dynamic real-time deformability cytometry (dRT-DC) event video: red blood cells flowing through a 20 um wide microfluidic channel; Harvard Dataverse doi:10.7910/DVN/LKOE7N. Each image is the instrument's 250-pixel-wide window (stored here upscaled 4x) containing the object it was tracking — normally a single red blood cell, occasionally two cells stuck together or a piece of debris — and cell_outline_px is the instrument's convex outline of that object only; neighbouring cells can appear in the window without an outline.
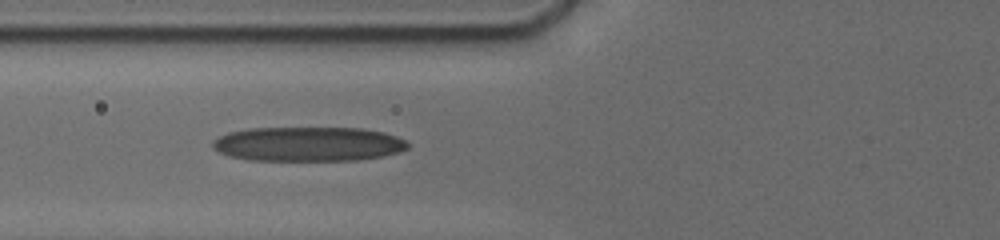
{"species": "human", "species_latin": "Homo sapiens", "temperature_condition": "cold", "stored_images_in_passage": 22, "camera_frame_rate_fps": 3000, "um_per_image_px": 0.085, "donor": {"sex": "male"}, "frame": {"image": 1, "passage_image": 12, "time_ms": 7.667, "image_size_px": [1000, 240], "cell_outline_px": [[408, 148], [400, 152], [380, 156], [356, 160], [248, 160], [228, 156], [212, 148], [212, 140], [228, 132], [248, 128], [364, 128], [384, 132], [396, 136], [404, 140], [408, 144]], "centroid_in_image_um": [26.16, 12.24], "position_along_channel_um": 99.6, "area_um2": 39.3}}
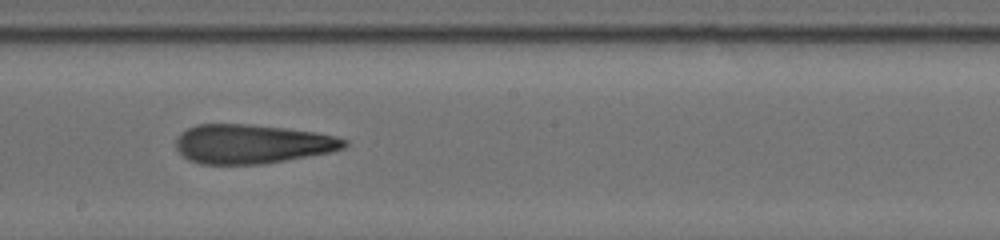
{"frame": {"image": 2, "passage_image": 18, "time_ms": 11.0, "image_size_px": [1000, 240], "cell_outline_px": [[348, 144], [344, 148], [332, 152], [260, 164], [200, 164], [188, 160], [176, 148], [176, 140], [188, 128], [196, 124], [248, 124], [288, 128], [316, 132], [336, 136], [348, 140]], "centroid_in_image_um": [21.46, 12.23], "position_along_channel_um": 226.7, "area_um2": 38.38}}
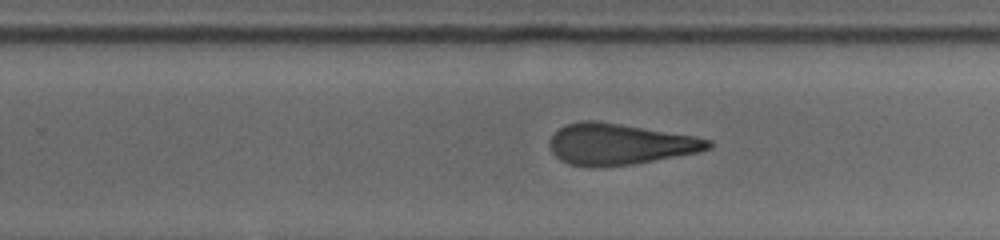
{"frame": {"image": 3, "passage_image": 21, "time_ms": 12.333, "image_size_px": [1000, 240], "cell_outline_px": [[712, 148], [700, 152], [636, 164], [600, 168], [592, 168], [568, 164], [560, 160], [552, 152], [548, 144], [548, 140], [560, 128], [568, 124], [584, 120], [596, 120], [692, 136], [712, 140]], "centroid_in_image_um": [52.65, 12.28], "position_along_channel_um": 277.2, "area_um2": 38.26}}